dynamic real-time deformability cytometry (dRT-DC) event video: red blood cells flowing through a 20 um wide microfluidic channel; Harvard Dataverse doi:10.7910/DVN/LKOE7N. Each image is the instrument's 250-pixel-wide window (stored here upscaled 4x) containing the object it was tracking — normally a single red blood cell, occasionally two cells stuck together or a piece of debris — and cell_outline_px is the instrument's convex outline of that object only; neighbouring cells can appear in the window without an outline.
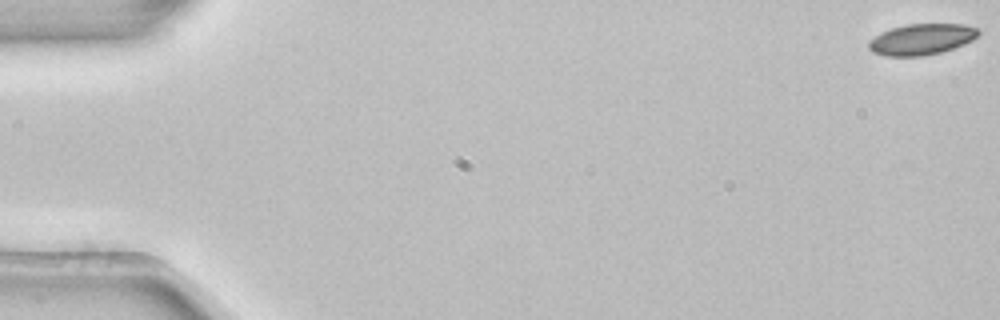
{"species": "common noctule bat (a hibernating species)", "species_latin": "Nyctalus noctula", "temperature_condition": "room temperature", "stored_images_in_passage": 54, "camera_frame_rate_fps": 3000, "um_per_image_px": 0.085, "animal": {"sex": "female", "body_mass_g": 22.7, "forearm_length_mm": 54.2}, "frame": {"image": 1, "passage_image": 1, "time_ms": 0.0, "image_size_px": [1000, 320], "cell_outline_px": [[980, 32], [972, 40], [964, 44], [940, 52], [924, 56], [884, 56], [872, 52], [868, 48], [868, 40], [880, 32], [892, 28], [908, 24], [964, 24], [980, 28]], "centroid_in_image_um": [78.3, 3.34], "position_along_channel_um": 6.7, "area_um2": 19.94}}
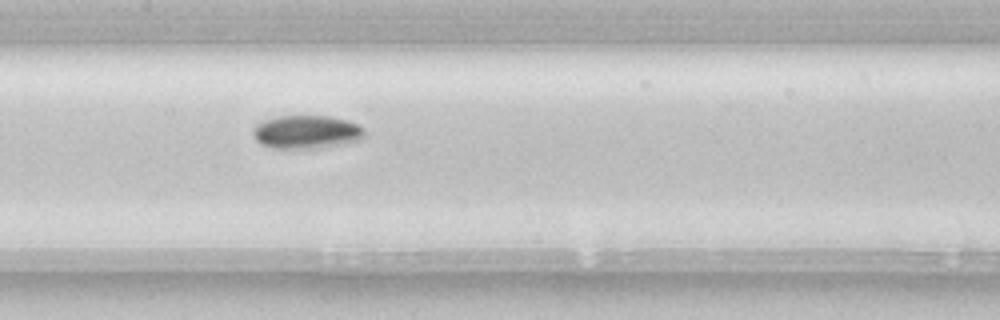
{"frame": {"image": 2, "passage_image": 27, "time_ms": 8.667, "image_size_px": [1000, 320], "cell_outline_px": [[364, 136], [360, 140], [344, 144], [324, 148], [272, 148], [260, 144], [256, 140], [252, 132], [256, 124], [264, 120], [276, 116], [328, 116], [348, 120], [364, 128]], "centroid_in_image_um": [26.05, 11.22], "position_along_channel_um": 181.3, "area_um2": 21.85}}
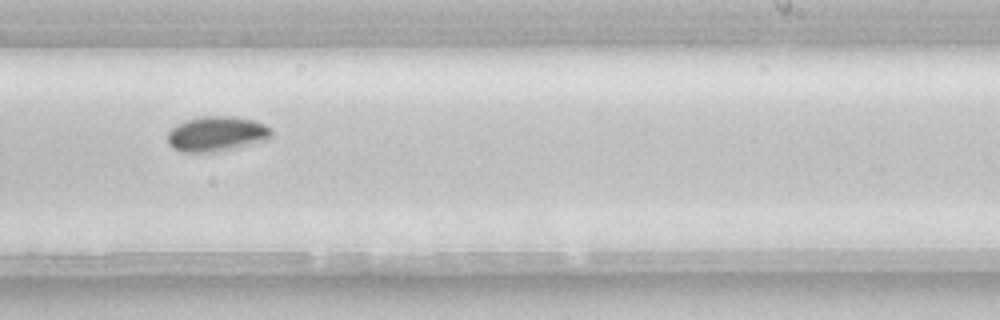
{"frame": {"image": 3, "passage_image": 34, "time_ms": 11.0, "image_size_px": [1000, 320], "cell_outline_px": [[272, 136], [268, 140], [220, 152], [184, 152], [172, 148], [168, 144], [168, 132], [176, 124], [200, 116], [232, 116], [252, 120], [264, 124], [272, 132]], "centroid_in_image_um": [18.41, 11.39], "position_along_channel_um": 270.6, "area_um2": 21.33}}